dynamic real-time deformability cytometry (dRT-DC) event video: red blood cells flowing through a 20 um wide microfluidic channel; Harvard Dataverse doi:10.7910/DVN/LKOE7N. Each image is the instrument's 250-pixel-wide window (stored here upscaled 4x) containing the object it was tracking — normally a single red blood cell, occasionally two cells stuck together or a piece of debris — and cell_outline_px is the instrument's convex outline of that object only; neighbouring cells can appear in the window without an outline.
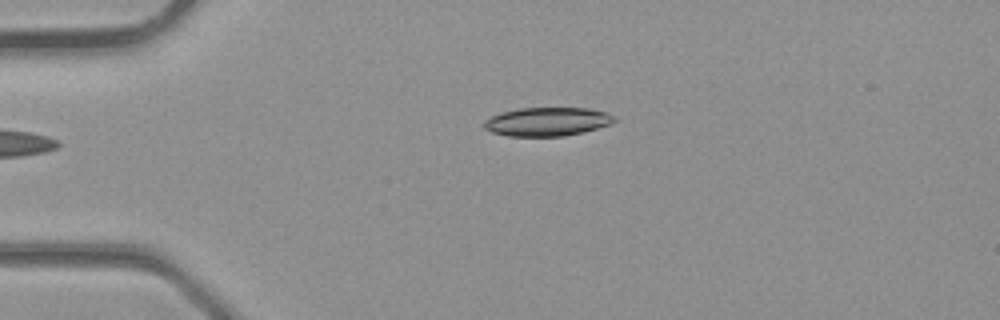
{"species": "common noctule bat (a hibernating species)", "species_latin": "Nyctalus noctula", "temperature_condition": "room temperature", "stored_images_in_passage": 4, "camera_frame_rate_fps": 3000, "um_per_image_px": 0.085, "animal": {"sex": "male", "body_mass_g": 23.1, "forearm_length_mm": 52.7}, "frame": {"image": 1, "passage_image": 4, "time_ms": 1.0, "image_size_px": [1000, 320], "cell_outline_px": [[616, 120], [612, 124], [584, 132], [564, 136], [508, 136], [492, 132], [484, 128], [484, 120], [500, 112], [520, 108], [588, 108], [604, 112], [612, 116]], "centroid_in_image_um": [46.5, 10.34], "position_along_channel_um": 38.5, "area_um2": 21.73}}